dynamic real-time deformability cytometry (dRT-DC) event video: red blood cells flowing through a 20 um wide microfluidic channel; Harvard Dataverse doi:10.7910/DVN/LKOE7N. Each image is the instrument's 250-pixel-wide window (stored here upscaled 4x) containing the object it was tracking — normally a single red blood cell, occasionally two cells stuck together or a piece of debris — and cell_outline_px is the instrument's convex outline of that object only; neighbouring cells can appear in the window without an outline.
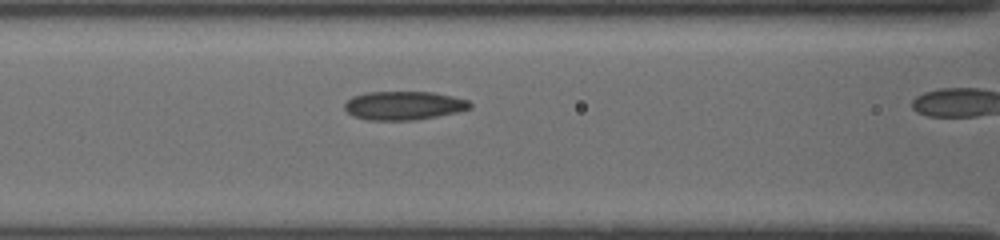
{"species": "common noctule bat (a hibernating species)", "species_latin": "Nyctalus noctula", "temperature_condition": "cold", "stored_images_in_passage": 12, "camera_frame_rate_fps": 3000, "um_per_image_px": 0.085, "animal": {"sex": "female", "body_mass_g": 19.5, "forearm_length_mm": 54.1}, "frame": {"image": 1, "passage_image": 4, "time_ms": 1.667, "image_size_px": [1000, 240], "cell_outline_px": [[472, 108], [456, 112], [436, 116], [412, 120], [368, 120], [352, 116], [344, 108], [344, 104], [352, 96], [364, 92], [432, 92], [452, 96], [468, 100], [472, 104]], "centroid_in_image_um": [34.29, 8.96], "position_along_channel_um": 132.3, "area_um2": 20.92}}
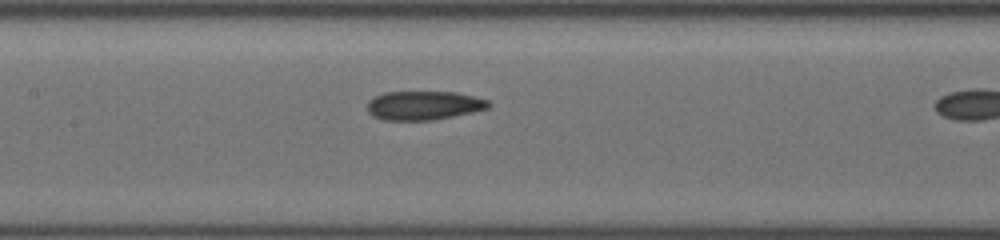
{"frame": {"image": 2, "passage_image": 6, "time_ms": 2.667, "image_size_px": [1000, 240], "cell_outline_px": [[492, 104], [488, 108], [472, 112], [432, 120], [384, 120], [372, 116], [368, 112], [368, 100], [384, 92], [456, 92], [488, 100]], "centroid_in_image_um": [36.0, 8.96], "position_along_channel_um": 171.4, "area_um2": 20.35}}
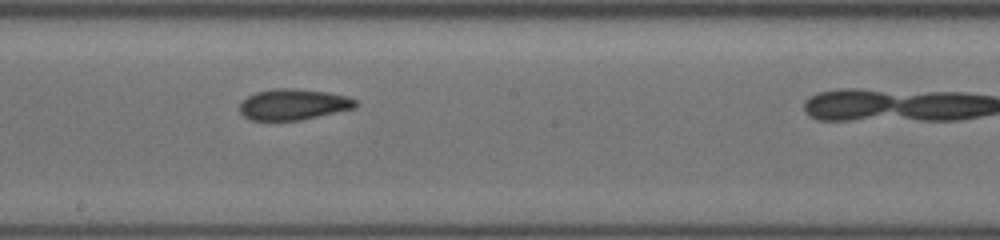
{"frame": {"image": 3, "passage_image": 9, "time_ms": 4.0, "image_size_px": [1000, 240], "cell_outline_px": [[356, 108], [300, 120], [248, 120], [240, 112], [240, 104], [248, 96], [256, 92], [272, 88], [292, 88], [328, 92], [348, 96], [356, 100]], "centroid_in_image_um": [24.94, 8.87], "position_along_channel_um": 223.3, "area_um2": 20.92}}